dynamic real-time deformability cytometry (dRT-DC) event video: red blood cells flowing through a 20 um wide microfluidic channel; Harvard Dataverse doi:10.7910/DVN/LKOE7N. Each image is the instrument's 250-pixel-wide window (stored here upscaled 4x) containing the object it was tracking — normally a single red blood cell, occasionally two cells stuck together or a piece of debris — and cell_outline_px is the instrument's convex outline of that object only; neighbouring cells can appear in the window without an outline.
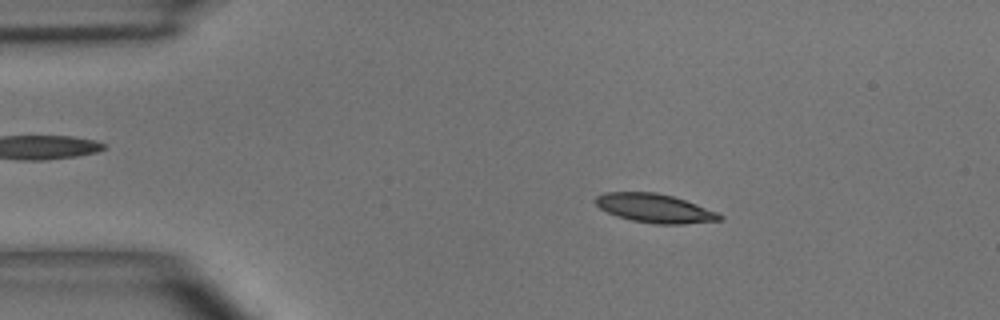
{"species": "common noctule bat (a hibernating species)", "species_latin": "Nyctalus noctula", "temperature_condition": "room temperature", "stored_images_in_passage": 7, "camera_frame_rate_fps": 3000, "um_per_image_px": 0.085, "animal": {"sex": "male", "body_mass_g": 15.6}, "frame": {"image": 1, "passage_image": 2, "time_ms": 1.0, "image_size_px": [1000, 320], "cell_outline_px": [[724, 220], [684, 224], [656, 224], [632, 220], [616, 216], [600, 208], [596, 204], [596, 196], [604, 192], [656, 192], [672, 196], [696, 204], [716, 212], [724, 216]], "centroid_in_image_um": [55.66, 17.7], "position_along_channel_um": 29.3, "area_um2": 20.75}}
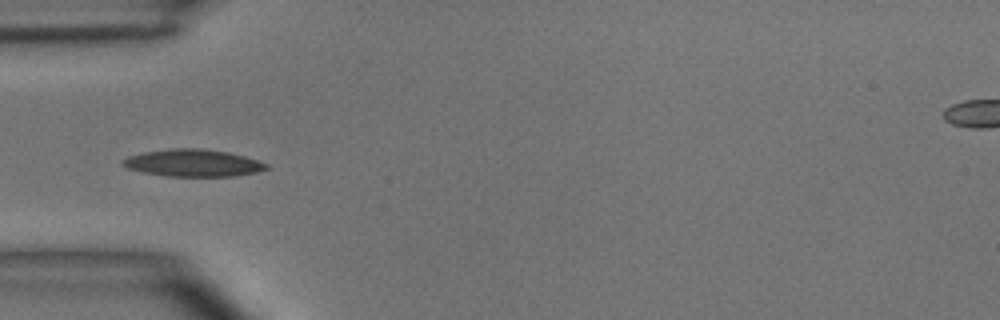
{"frame": {"image": 2, "passage_image": 3, "time_ms": 3.333, "image_size_px": [1000, 320], "cell_outline_px": [[268, 168], [256, 172], [236, 176], [168, 176], [144, 172], [128, 168], [120, 164], [120, 160], [128, 156], [144, 152], [168, 148], [200, 148], [228, 152], [244, 156], [268, 164]], "centroid_in_image_um": [16.37, 13.84], "position_along_channel_um": 68.6, "area_um2": 22.72}}
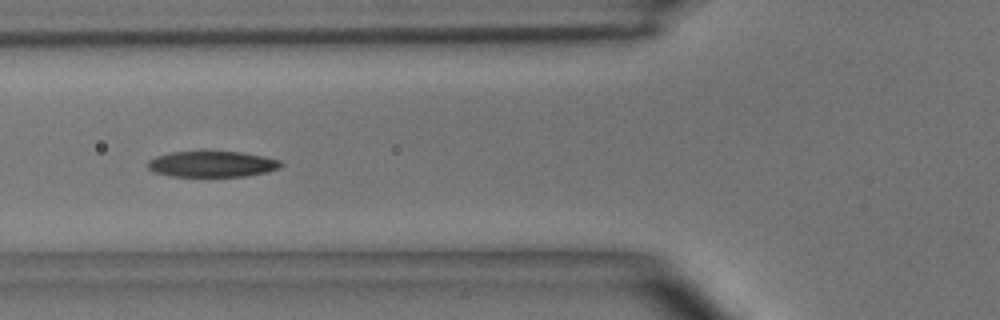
{"frame": {"image": 3, "passage_image": 4, "time_ms": 4.333, "image_size_px": [1000, 320], "cell_outline_px": [[284, 164], [280, 168], [268, 172], [244, 176], [172, 176], [152, 172], [148, 168], [148, 160], [156, 156], [172, 152], [240, 152], [264, 156], [280, 160]], "centroid_in_image_um": [18.05, 13.95], "position_along_channel_um": 107.8, "area_um2": 20.06}}